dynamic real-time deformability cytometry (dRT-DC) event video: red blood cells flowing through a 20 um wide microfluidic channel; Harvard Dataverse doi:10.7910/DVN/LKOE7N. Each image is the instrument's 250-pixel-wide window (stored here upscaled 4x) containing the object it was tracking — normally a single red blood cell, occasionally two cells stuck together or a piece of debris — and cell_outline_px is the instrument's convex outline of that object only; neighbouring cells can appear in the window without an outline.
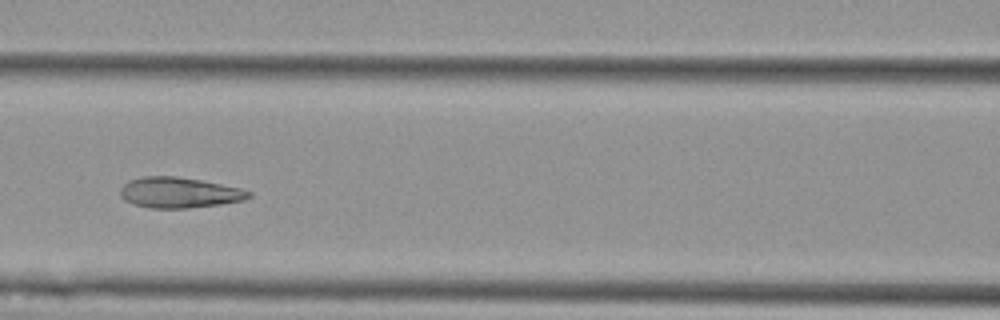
{"species": "Egyptian fruit bat (a non-hibernating species)", "species_latin": "Rousettus aegyptiacus", "temperature_condition": "cold", "stored_images_in_passage": 7, "camera_frame_rate_fps": 3000, "um_per_image_px": 0.085, "animal": {"sex": "female"}, "frame": {"image": 1, "passage_image": 6, "time_ms": 6.0, "image_size_px": [1000, 320], "cell_outline_px": [[252, 196], [244, 200], [220, 204], [188, 208], [152, 208], [132, 204], [124, 200], [120, 196], [120, 188], [128, 180], [144, 176], [176, 176], [200, 180], [240, 188], [252, 192]], "centroid_in_image_um": [15.2, 16.37], "position_along_channel_um": 151.4, "area_um2": 22.95}}
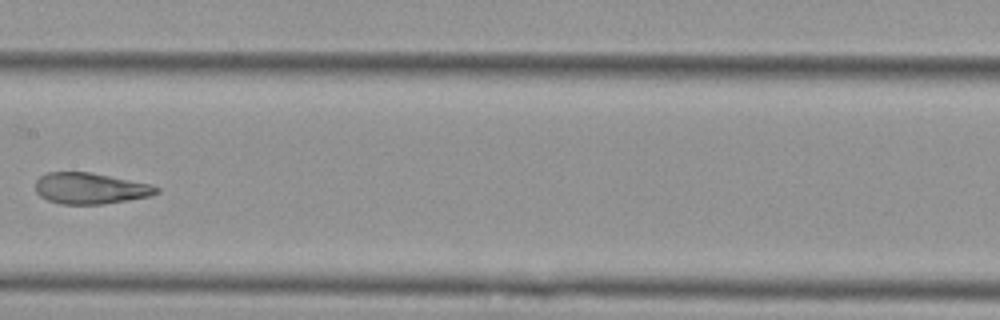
{"frame": {"image": 2, "passage_image": 7, "time_ms": 7.333, "image_size_px": [1000, 320], "cell_outline_px": [[160, 192], [148, 196], [128, 200], [104, 204], [60, 204], [48, 200], [40, 196], [36, 192], [36, 180], [40, 176], [48, 172], [92, 172], [152, 184], [160, 188]], "centroid_in_image_um": [7.69, 16.0], "position_along_channel_um": 199.7, "area_um2": 22.08}}